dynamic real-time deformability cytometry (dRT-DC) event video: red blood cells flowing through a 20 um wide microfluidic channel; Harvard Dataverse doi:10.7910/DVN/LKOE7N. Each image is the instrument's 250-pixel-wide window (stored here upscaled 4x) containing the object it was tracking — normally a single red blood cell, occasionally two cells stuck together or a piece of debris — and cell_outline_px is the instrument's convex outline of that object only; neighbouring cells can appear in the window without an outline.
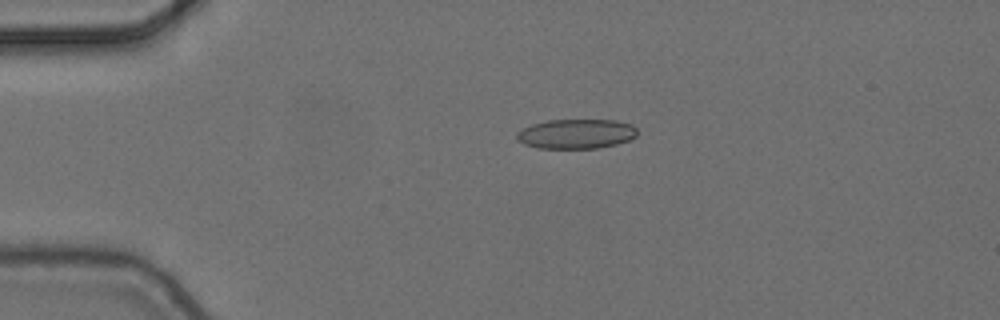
{"species": "common noctule bat (a hibernating species)", "species_latin": "Nyctalus noctula", "temperature_condition": "cold", "stored_images_in_passage": 2, "camera_frame_rate_fps": 3000, "um_per_image_px": 0.085, "animal": {"sex": "female", "body_mass_g": 24.6, "forearm_length_mm": 56.2}, "frame": {"image": 1, "passage_image": 1, "time_ms": 0.0, "image_size_px": [1000, 320], "cell_outline_px": [[636, 136], [628, 140], [616, 144], [596, 148], [536, 148], [524, 144], [516, 140], [516, 132], [532, 124], [548, 120], [616, 120], [632, 124], [636, 128]], "centroid_in_image_um": [48.95, 11.37], "position_along_channel_um": 36.0, "area_um2": 20.81}}